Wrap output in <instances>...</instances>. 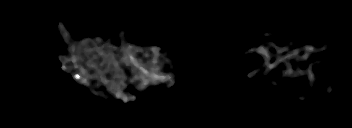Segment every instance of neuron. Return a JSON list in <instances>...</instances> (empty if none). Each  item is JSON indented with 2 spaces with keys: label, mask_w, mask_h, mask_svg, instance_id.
Masks as SVG:
<instances>
[{
  "label": "neuron",
  "mask_w": 352,
  "mask_h": 128,
  "mask_svg": "<svg viewBox=\"0 0 352 128\" xmlns=\"http://www.w3.org/2000/svg\"><path fill=\"white\" fill-rule=\"evenodd\" d=\"M60 24V32L62 34V36L66 39V41L69 44V55H61L60 56V61L62 62V70H66V71H71V70H76V72L73 74V79L76 82H84V83H89L90 80H98L99 82L96 83V85L98 84H103V85H108V87L106 88H113V91H117L118 93L116 94V98H122L124 99L125 102H127L129 100V97H127L125 94H123L120 90L121 87L123 86L121 84V82L118 80L119 75L115 70H111V64L107 63V62H112L113 65H117V64H121L122 62H126V67L132 66V68H134L135 70L138 71V74H136L138 77L137 79L139 80V82L141 83V85L143 87H145L146 85H150L152 84L153 81H158V82H164L170 79V75H161L158 73V48H154L151 47V50L153 51V55L152 57H150V53H148V51L150 49H147L146 47H142V48H137L135 45H130V44H126V39L124 38V31H122L120 33V42L122 44H124V47L121 48V54L118 55H112V53H110L108 51L107 47H110V49L115 50V47H112L111 45L107 44L104 46H101V48H96L93 45H90V43H92V38L88 39V40H82L80 41V43H73L70 39V35L69 32L67 31V29L63 26L62 23ZM85 46L84 48L81 46ZM95 49L94 54H91L92 56L88 57V62L86 61L85 63V67H83L82 62H83V56L85 57V55L89 52V51H93ZM276 52H278V54L283 53L285 50L288 49V46H284L283 48H275ZM306 49L308 50V53H306L303 57H301L302 61L307 60L306 58L309 57V54L314 52H318V48L316 46H310L308 45V47H306ZM136 52H140L143 55V58H147V61H150V63H145V61L143 60H139L136 56ZM254 51L260 53L261 55L264 56L265 58V65L268 64L269 62V58H270V54L273 55V53H269V50L267 47L265 46H260L257 49L254 48ZM149 55V57H148ZM298 57L299 56V51L298 49H294L291 50L286 56H282L280 57L278 60H276V62L272 65L267 66L265 73L268 74V71H270L271 69H274L278 63L282 60H289L292 57ZM101 57H103V62L99 64V66L94 64V61H99V59H101ZM121 57V58H118ZM151 59V60H148ZM106 63V67L103 70V73H105L106 71L113 72V79L117 80L118 83L113 84L112 82H109L106 80V78L104 77V74H102V68H103V64ZM67 64H71L68 65V68H66ZM148 64H151V66H149ZM88 68V69H86ZM287 70H284V73L282 74L281 78L285 77V75L288 74H293L295 77L298 76L296 73H294L293 69L291 68L290 64L287 63L286 65ZM96 72L97 75L95 76H90L89 72ZM309 72V80L311 81V79L314 77L312 74V70L309 68L308 70ZM120 89V90H118Z\"/></svg>",
  "instance_id": "1"
}]
</instances>
